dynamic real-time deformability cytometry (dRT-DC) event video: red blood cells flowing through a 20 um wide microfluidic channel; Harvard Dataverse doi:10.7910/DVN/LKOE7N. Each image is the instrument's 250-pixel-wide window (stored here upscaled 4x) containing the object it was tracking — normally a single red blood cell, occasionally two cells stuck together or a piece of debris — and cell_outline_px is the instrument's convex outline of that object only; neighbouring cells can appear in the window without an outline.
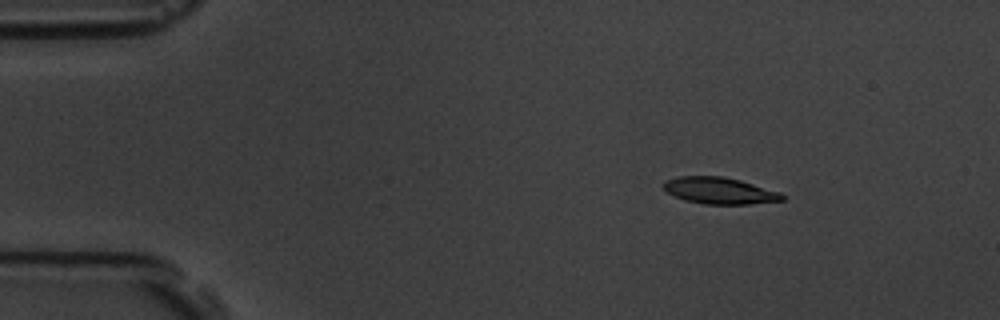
{"species": "common noctule bat (a hibernating species)", "species_latin": "Nyctalus noctula", "temperature_condition": "room temperature", "stored_images_in_passage": 5, "camera_frame_rate_fps": 3000, "um_per_image_px": 0.085, "animal": {"sex": "male", "body_mass_g": 19.5, "forearm_length_mm": 54.6}, "frame": {"image": 1, "passage_image": 3, "time_ms": 2.333, "image_size_px": [1000, 320], "cell_outline_px": [[784, 200], [752, 204], [704, 204], [684, 200], [668, 192], [664, 188], [664, 180], [680, 176], [724, 176], [740, 180], [780, 192], [784, 196]], "centroid_in_image_um": [61.17, 16.2], "position_along_channel_um": 23.8, "area_um2": 18.32}}